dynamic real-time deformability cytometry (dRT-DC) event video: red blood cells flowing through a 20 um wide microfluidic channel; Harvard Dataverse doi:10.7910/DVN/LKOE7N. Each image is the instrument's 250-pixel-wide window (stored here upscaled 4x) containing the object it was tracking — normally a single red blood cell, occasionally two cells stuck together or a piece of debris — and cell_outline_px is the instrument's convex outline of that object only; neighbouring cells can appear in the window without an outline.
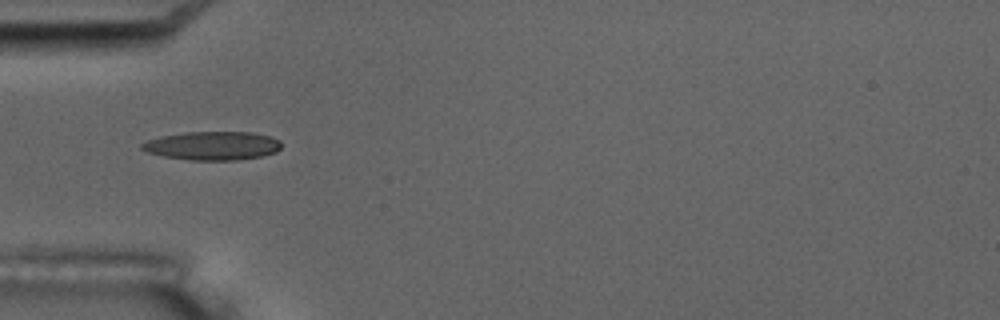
{"species": "common noctule bat (a hibernating species)", "species_latin": "Nyctalus noctula", "temperature_condition": "room temperature", "stored_images_in_passage": 4, "camera_frame_rate_fps": 3000, "um_per_image_px": 0.085, "animal": {"sex": "male", "body_mass_g": 17.5, "forearm_length_mm": 52.3}, "frame": {"image": 1, "passage_image": 1, "time_ms": 0.0, "image_size_px": [1000, 320], "cell_outline_px": [[280, 148], [276, 152], [264, 156], [236, 160], [192, 160], [164, 156], [148, 152], [140, 148], [140, 144], [148, 140], [160, 136], [184, 132], [252, 132], [268, 136], [280, 140]], "centroid_in_image_um": [18.06, 12.38], "position_along_channel_um": 66.9, "area_um2": 23.24}}
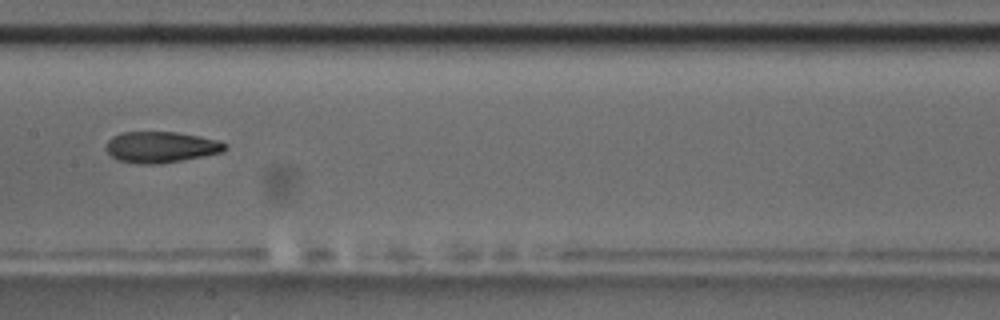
{"frame": {"image": 2, "passage_image": 4, "time_ms": 3.667, "image_size_px": [1000, 320], "cell_outline_px": [[228, 148], [220, 152], [160, 164], [140, 164], [120, 160], [112, 156], [104, 148], [108, 140], [112, 136], [120, 132], [176, 132], [200, 136], [220, 140], [228, 144]], "centroid_in_image_um": [13.67, 12.48], "position_along_channel_um": 193.7, "area_um2": 21.5}}